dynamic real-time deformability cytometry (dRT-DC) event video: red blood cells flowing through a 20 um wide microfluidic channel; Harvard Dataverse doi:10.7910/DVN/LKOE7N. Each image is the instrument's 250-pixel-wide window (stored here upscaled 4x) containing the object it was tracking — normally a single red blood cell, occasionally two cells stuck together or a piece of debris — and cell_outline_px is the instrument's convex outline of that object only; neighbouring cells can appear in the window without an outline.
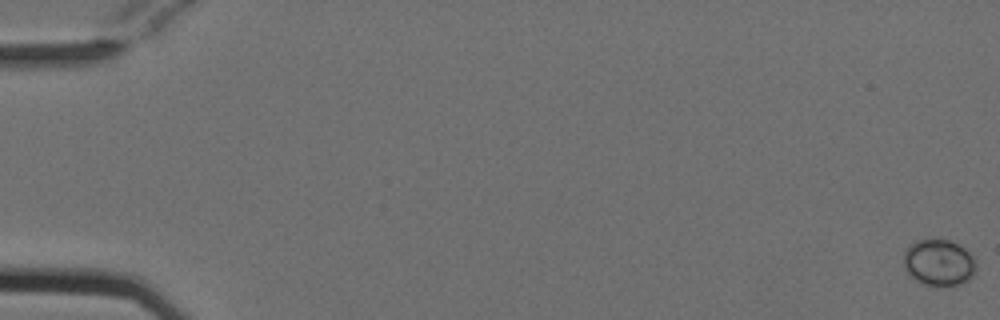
{"species": "Egyptian fruit bat (a non-hibernating species)", "species_latin": "Rousettus aegyptiacus", "temperature_condition": "cold", "stored_images_in_passage": 55, "camera_frame_rate_fps": 3000, "um_per_image_px": 0.085, "animal": {"sex": "female"}, "frame": {"image": 1, "passage_image": 1, "time_ms": 0.0, "image_size_px": [1000, 320], "cell_outline_px": [[976, 272], [968, 280], [960, 284], [936, 288], [920, 284], [904, 268], [904, 252], [916, 240], [932, 236], [948, 240], [972, 252], [976, 260]], "centroid_in_image_um": [79.82, 22.32], "position_along_channel_um": 5.2, "area_um2": 20.4}}
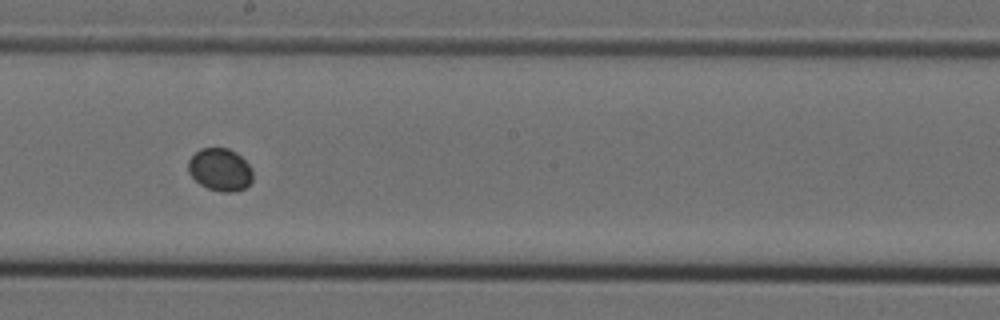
{"frame": {"image": 2, "passage_image": 32, "time_ms": 10.333, "image_size_px": [1000, 320], "cell_outline_px": [[252, 180], [244, 188], [236, 192], [220, 192], [208, 188], [200, 184], [188, 172], [188, 160], [200, 148], [228, 148], [236, 152], [252, 168]], "centroid_in_image_um": [18.71, 14.42], "position_along_channel_um": 229.5, "area_um2": 16.01}}
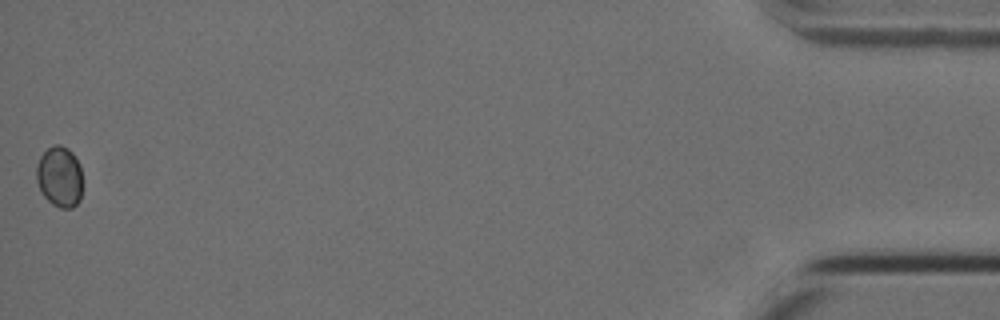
{"frame": {"image": 3, "passage_image": 55, "time_ms": 18.0, "image_size_px": [1000, 320], "cell_outline_px": [[80, 200], [72, 208], [60, 208], [52, 204], [40, 192], [36, 180], [36, 164], [40, 156], [52, 144], [60, 144], [68, 148], [72, 152], [80, 164]], "centroid_in_image_um": [5.03, 15.0], "position_along_channel_um": 430.2, "area_um2": 16.42}}